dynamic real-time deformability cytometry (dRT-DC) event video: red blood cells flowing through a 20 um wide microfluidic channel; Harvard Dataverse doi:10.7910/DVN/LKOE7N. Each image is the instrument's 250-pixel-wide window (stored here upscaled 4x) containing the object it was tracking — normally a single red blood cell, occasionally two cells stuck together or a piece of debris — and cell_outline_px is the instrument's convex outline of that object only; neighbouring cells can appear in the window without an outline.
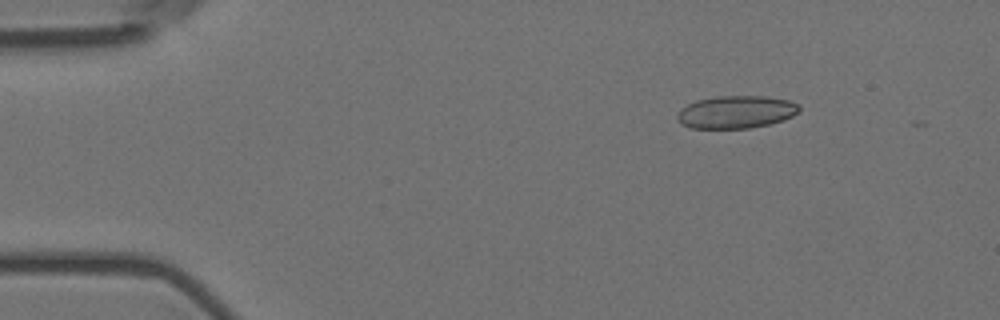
{"species": "Egyptian fruit bat (a non-hibernating species)", "species_latin": "Rousettus aegyptiacus", "temperature_condition": "room temperature", "stored_images_in_passage": 6, "segment_of_instrument_passage": [1, 2], "camera_frame_rate_fps": 3000, "um_per_image_px": 0.085, "animal": {"sex": "female"}, "frame": {"image": 1, "passage_image": 3, "time_ms": 0.667, "image_size_px": [1000, 320], "cell_outline_px": [[800, 112], [784, 120], [768, 124], [748, 128], [692, 128], [680, 124], [676, 120], [676, 116], [688, 104], [696, 100], [716, 96], [764, 96], [788, 100], [800, 104]], "centroid_in_image_um": [62.59, 9.52], "position_along_channel_um": 22.4, "area_um2": 23.24}}